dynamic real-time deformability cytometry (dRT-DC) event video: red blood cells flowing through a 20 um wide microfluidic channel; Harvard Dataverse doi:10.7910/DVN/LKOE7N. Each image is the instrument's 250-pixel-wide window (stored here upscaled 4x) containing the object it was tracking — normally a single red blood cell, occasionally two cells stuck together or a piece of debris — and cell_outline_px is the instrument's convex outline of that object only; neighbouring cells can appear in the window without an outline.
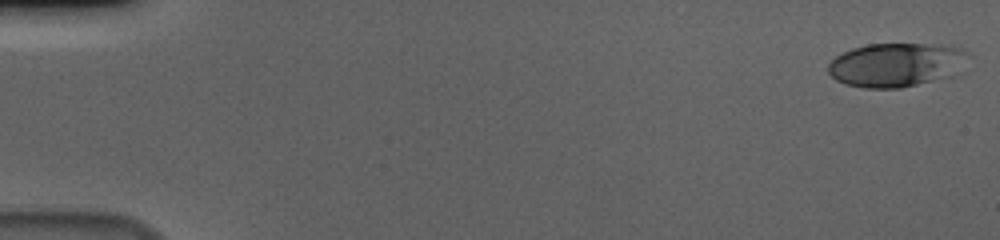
{"species": "human", "species_latin": "Homo sapiens", "temperature_condition": "cold", "stored_images_in_passage": 57, "camera_frame_rate_fps": 3000, "um_per_image_px": 0.085, "donor": {"sex": "male"}, "frame": {"image": 1, "passage_image": 1, "time_ms": 0.0, "image_size_px": [1000, 240], "cell_outline_px": [[968, 52], [952, 76], [900, 88], [864, 88], [844, 84], [836, 80], [828, 72], [828, 64], [836, 56], [852, 48], [868, 44], [944, 44], [960, 48]], "centroid_in_image_um": [76.11, 5.51], "position_along_channel_um": 8.9, "area_um2": 35.49}}
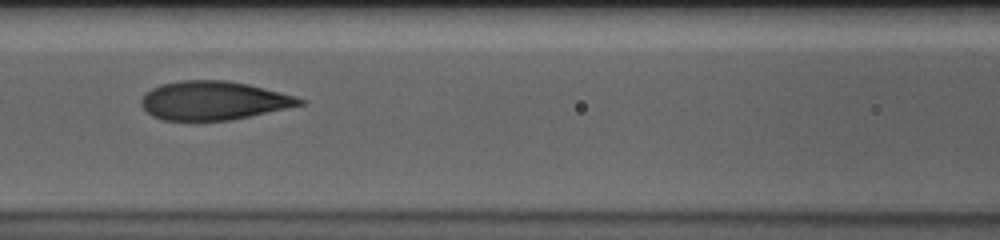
{"frame": {"image": 2, "passage_image": 26, "time_ms": 8.333, "image_size_px": [1000, 240], "cell_outline_px": [[304, 104], [248, 116], [228, 120], [164, 120], [152, 116], [140, 104], [140, 100], [152, 88], [160, 84], [180, 80], [224, 80], [248, 84], [296, 96], [304, 100]], "centroid_in_image_um": [18.12, 8.54], "position_along_channel_um": 148.5, "area_um2": 35.32}}
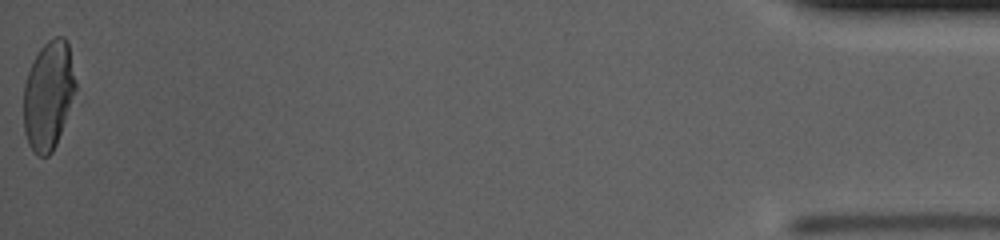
{"frame": {"image": 3, "passage_image": 57, "time_ms": 18.667, "image_size_px": [1000, 240], "cell_outline_px": [[76, 88], [56, 144], [52, 152], [48, 156], [36, 156], [28, 144], [24, 132], [24, 84], [28, 72], [40, 48], [48, 40], [56, 36], [64, 36], [68, 44], [76, 80]], "centroid_in_image_um": [4.1, 8.1], "position_along_channel_um": 431.1, "area_um2": 32.66}, "authors_computed_cell_mechanics": {"area_um2": 35.3736, "velocity_mm_per_s": 3.6292, "shape_relaxation_time_tau1_ms": 6.1663, "shape_relaxation_time_tau2_ms": 0.8229, "deformation_change_tau1": 0.2174, "deformation_change_tau2": 0.0606}}